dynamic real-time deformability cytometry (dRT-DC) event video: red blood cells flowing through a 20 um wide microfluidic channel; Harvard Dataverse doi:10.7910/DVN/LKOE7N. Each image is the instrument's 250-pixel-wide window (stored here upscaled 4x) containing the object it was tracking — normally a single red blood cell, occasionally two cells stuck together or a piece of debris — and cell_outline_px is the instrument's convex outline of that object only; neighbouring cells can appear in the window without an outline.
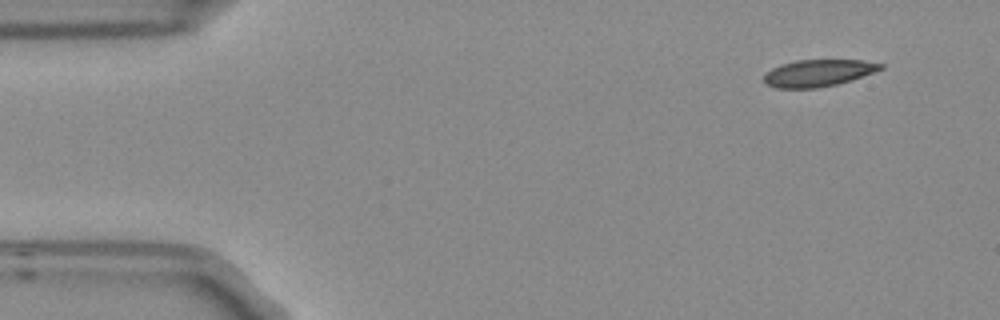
{"species": "Egyptian fruit bat (a non-hibernating species)", "species_latin": "Rousettus aegyptiacus", "temperature_condition": "room temperature", "stored_images_in_passage": 4, "camera_frame_rate_fps": 3000, "um_per_image_px": 0.085, "frame": {"image": 1, "passage_image": 1, "time_ms": 0.0, "image_size_px": [1000, 320], "cell_outline_px": [[884, 68], [852, 80], [836, 84], [816, 88], [776, 88], [764, 84], [764, 76], [772, 68], [780, 64], [796, 60], [864, 60], [884, 64]], "centroid_in_image_um": [69.55, 6.2], "position_along_channel_um": 15.5, "area_um2": 18.32}}
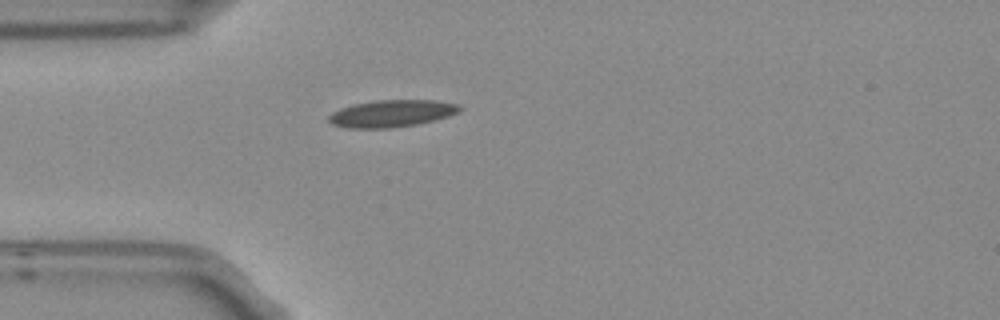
{"frame": {"image": 2, "passage_image": 4, "time_ms": 1.0, "image_size_px": [1000, 320], "cell_outline_px": [[464, 108], [448, 116], [416, 124], [388, 128], [348, 128], [332, 124], [328, 120], [328, 116], [332, 112], [340, 108], [352, 104], [376, 100], [436, 100], [460, 104]], "centroid_in_image_um": [33.27, 9.63], "position_along_channel_um": 51.7, "area_um2": 20.63}}